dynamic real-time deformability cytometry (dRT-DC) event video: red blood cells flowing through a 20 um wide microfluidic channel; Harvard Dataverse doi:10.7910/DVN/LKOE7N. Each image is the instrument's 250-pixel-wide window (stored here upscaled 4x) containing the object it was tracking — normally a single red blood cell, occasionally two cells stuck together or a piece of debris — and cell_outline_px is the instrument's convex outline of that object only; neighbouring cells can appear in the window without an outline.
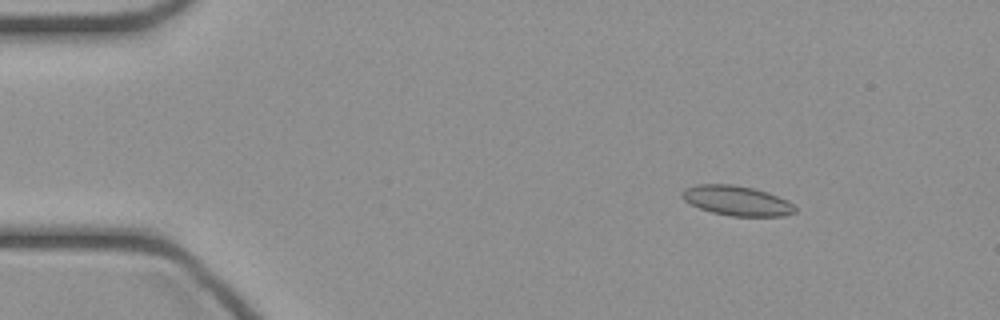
{"species": "common noctule bat (a hibernating species)", "species_latin": "Nyctalus noctula", "temperature_condition": "cold", "stored_images_in_passage": 46, "camera_frame_rate_fps": 3000, "um_per_image_px": 0.085, "animal": {"sex": "female", "body_mass_g": 21.9}, "frame": {"image": 1, "passage_image": 6, "time_ms": 1.667, "image_size_px": [1000, 320], "cell_outline_px": [[796, 212], [784, 216], [732, 216], [712, 212], [700, 208], [684, 200], [680, 196], [680, 192], [684, 188], [696, 184], [732, 184], [752, 188], [768, 192], [788, 200], [796, 208]], "centroid_in_image_um": [62.62, 17.05], "position_along_channel_um": 22.4, "area_um2": 19.71}}
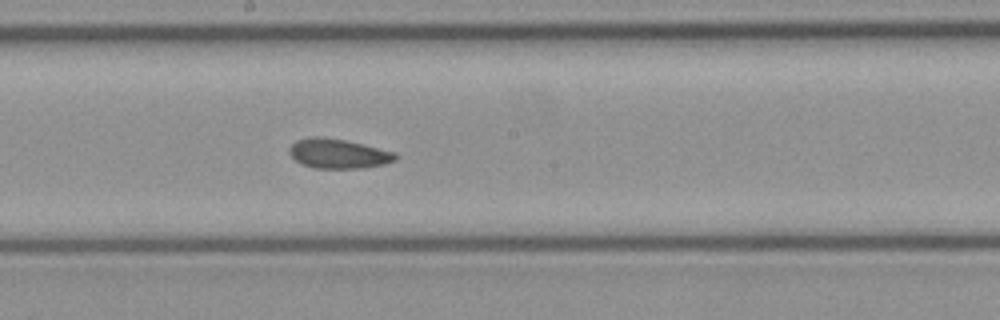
{"frame": {"image": 2, "passage_image": 25, "time_ms": 8.0, "image_size_px": [1000, 320], "cell_outline_px": [[396, 160], [384, 164], [364, 168], [312, 168], [300, 164], [288, 152], [288, 148], [296, 140], [312, 136], [320, 136], [344, 140], [396, 152]], "centroid_in_image_um": [28.72, 13.06], "position_along_channel_um": 219.5, "area_um2": 18.32}}
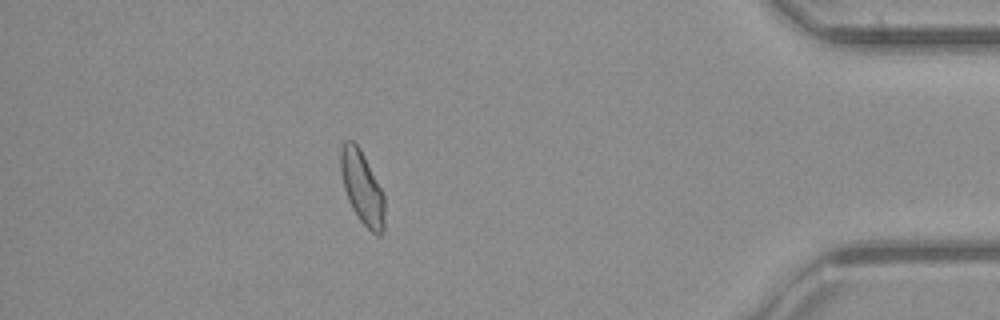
{"frame": {"image": 3, "passage_image": 41, "time_ms": 13.333, "image_size_px": [1000, 320], "cell_outline_px": [[384, 232], [380, 236], [376, 236], [360, 220], [352, 208], [348, 200], [344, 188], [340, 172], [340, 152], [344, 140], [352, 140], [360, 148], [384, 192]], "centroid_in_image_um": [30.79, 15.95], "position_along_channel_um": 404.4, "area_um2": 18.9}}